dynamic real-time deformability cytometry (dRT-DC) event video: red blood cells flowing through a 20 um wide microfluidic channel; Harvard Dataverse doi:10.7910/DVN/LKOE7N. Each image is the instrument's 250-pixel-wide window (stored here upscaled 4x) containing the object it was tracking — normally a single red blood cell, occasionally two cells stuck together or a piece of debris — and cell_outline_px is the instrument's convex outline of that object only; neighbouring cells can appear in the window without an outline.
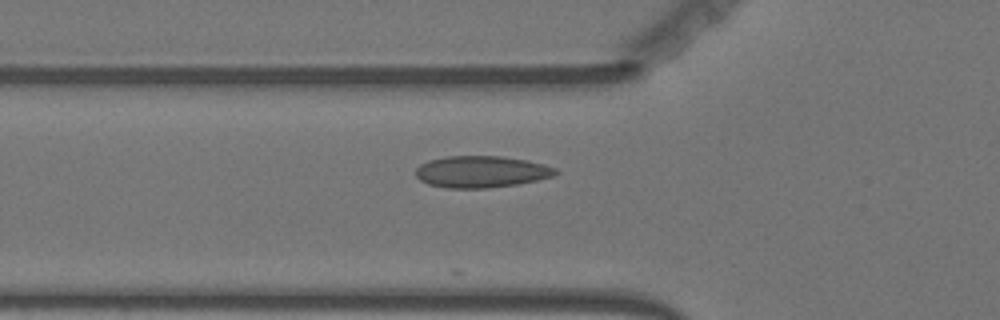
{"species": "Egyptian fruit bat (a non-hibernating species)", "species_latin": "Rousettus aegyptiacus", "temperature_condition": "warm", "stored_images_in_passage": 9, "camera_frame_rate_fps": 3000, "um_per_image_px": 0.085, "animal": {"sex": "female"}, "frame": {"image": 1, "passage_image": 2, "time_ms": 0.333, "image_size_px": [1000, 320], "cell_outline_px": [[560, 172], [552, 176], [536, 180], [516, 184], [488, 188], [448, 188], [428, 184], [420, 180], [416, 176], [416, 168], [420, 164], [428, 160], [444, 156], [500, 156], [528, 160], [544, 164], [556, 168]], "centroid_in_image_um": [40.9, 14.59], "position_along_channel_um": 84.9, "area_um2": 25.89}}
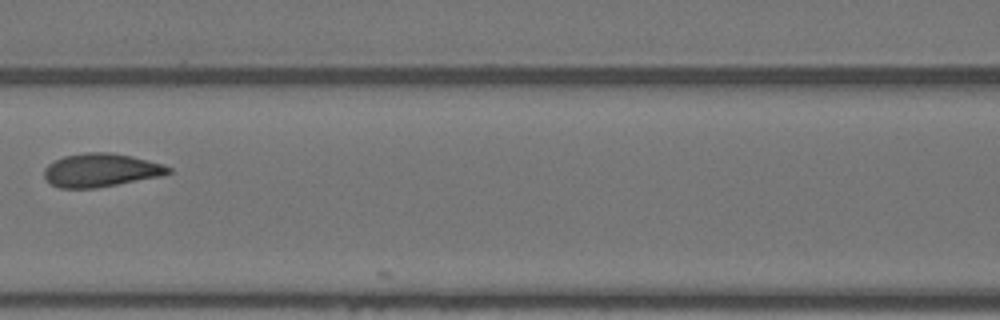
{"frame": {"image": 2, "passage_image": 8, "time_ms": 2.333, "image_size_px": [1000, 320], "cell_outline_px": [[172, 172], [160, 176], [96, 188], [60, 188], [52, 184], [44, 176], [44, 168], [48, 164], [64, 156], [88, 152], [108, 152], [132, 156], [164, 164], [172, 168]], "centroid_in_image_um": [8.59, 14.46], "position_along_channel_um": 158.0, "area_um2": 24.04}}